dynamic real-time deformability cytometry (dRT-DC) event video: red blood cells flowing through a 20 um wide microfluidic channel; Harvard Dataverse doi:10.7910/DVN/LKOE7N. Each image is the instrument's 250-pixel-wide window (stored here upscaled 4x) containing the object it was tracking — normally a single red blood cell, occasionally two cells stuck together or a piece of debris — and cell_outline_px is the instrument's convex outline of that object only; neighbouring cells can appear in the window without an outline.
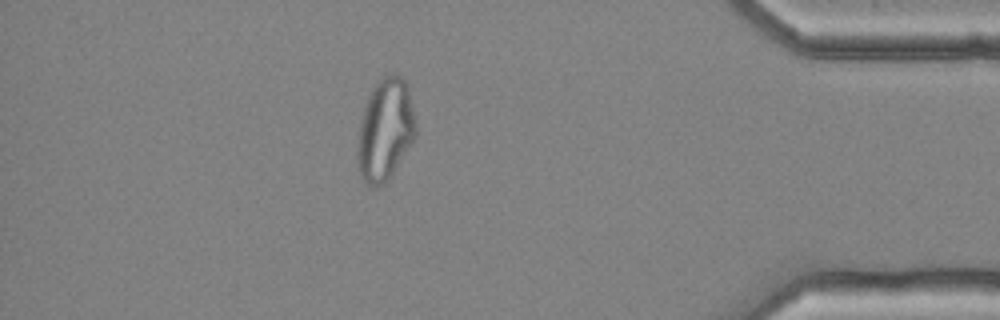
{"species": "common noctule bat (a hibernating species)", "species_latin": "Nyctalus noctula", "temperature_condition": "cold", "stored_images_in_passage": 43, "camera_frame_rate_fps": 3000, "um_per_image_px": 0.085, "animal": {"sex": "female", "body_mass_g": 25.1}, "frame": {"image": 1, "passage_image": 41, "time_ms": 13.333, "image_size_px": [1000, 320], "cell_outline_px": [[416, 136], [384, 184], [376, 188], [368, 188], [360, 176], [356, 156], [356, 152], [360, 120], [368, 96], [376, 84], [384, 76], [392, 72], [396, 72], [404, 80], [408, 88], [412, 104], [416, 128]], "centroid_in_image_um": [32.71, 11.05], "position_along_channel_um": 402.5, "area_um2": 34.62}}